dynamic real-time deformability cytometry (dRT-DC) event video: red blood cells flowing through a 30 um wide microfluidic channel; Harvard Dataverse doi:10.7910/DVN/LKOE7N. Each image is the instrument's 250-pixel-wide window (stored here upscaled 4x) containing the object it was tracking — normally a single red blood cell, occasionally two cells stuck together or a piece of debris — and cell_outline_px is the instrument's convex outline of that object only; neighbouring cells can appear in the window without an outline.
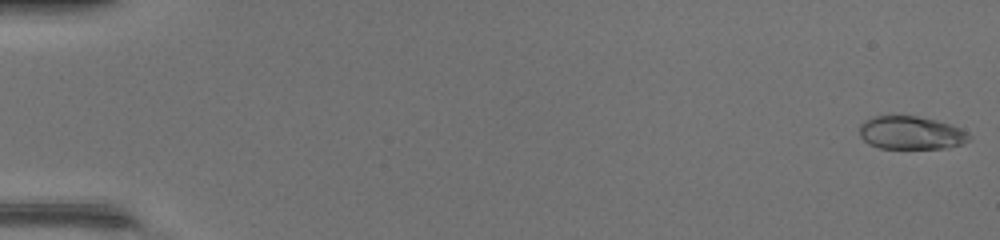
{"species": "common noctule bat (a hibernating species)", "species_latin": "Nyctalus noctula", "temperature_condition": "warm", "stored_images_in_passage": 48, "camera_frame_rate_fps": 3000, "um_per_image_px": 0.085, "animal": {"sex": "female", "body_mass_g": 17.0, "forearm_length_mm": 48.0}, "frame": {"image": 1, "passage_image": 1, "time_ms": 0.0, "image_size_px": [1000, 240], "cell_outline_px": [[972, 136], [968, 140], [960, 144], [948, 148], [880, 148], [868, 144], [860, 136], [860, 124], [864, 120], [872, 116], [916, 116], [936, 120], [960, 128], [968, 132]], "centroid_in_image_um": [77.42, 11.29], "position_along_channel_um": 7.6, "area_um2": 21.15}}
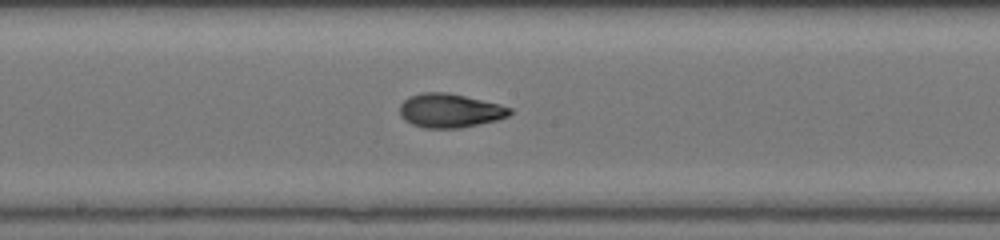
{"frame": {"image": 2, "passage_image": 27, "time_ms": 8.667, "image_size_px": [1000, 240], "cell_outline_px": [[512, 112], [508, 116], [496, 120], [460, 128], [424, 128], [412, 124], [404, 120], [400, 116], [400, 104], [408, 96], [424, 92], [448, 92], [500, 104], [512, 108]], "centroid_in_image_um": [38.22, 9.4], "position_along_channel_um": 210.0, "area_um2": 21.85}}
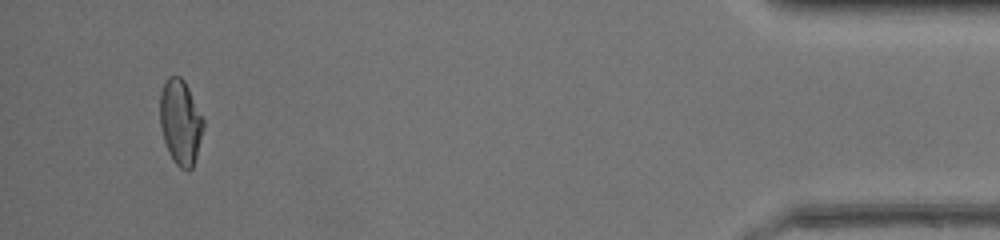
{"frame": {"image": 3, "passage_image": 46, "time_ms": 15.0, "image_size_px": [1000, 240], "cell_outline_px": [[204, 128], [196, 156], [192, 168], [188, 172], [180, 168], [172, 160], [168, 152], [164, 140], [160, 124], [160, 92], [168, 76], [180, 76], [184, 80], [204, 120]], "centroid_in_image_um": [15.33, 10.4], "position_along_channel_um": 419.9, "area_um2": 21.5}, "authors_computed_cell_mechanics": {"area_um2": 21.386, "velocity_mm_per_s": 4.4296, "shape_relaxation_time_tau1_ms": 5.997, "shape_relaxation_time_tau2_ms": 1.2048, "deformation_change_tau1": 0.2424, "deformation_change_tau2": 0.0565}}